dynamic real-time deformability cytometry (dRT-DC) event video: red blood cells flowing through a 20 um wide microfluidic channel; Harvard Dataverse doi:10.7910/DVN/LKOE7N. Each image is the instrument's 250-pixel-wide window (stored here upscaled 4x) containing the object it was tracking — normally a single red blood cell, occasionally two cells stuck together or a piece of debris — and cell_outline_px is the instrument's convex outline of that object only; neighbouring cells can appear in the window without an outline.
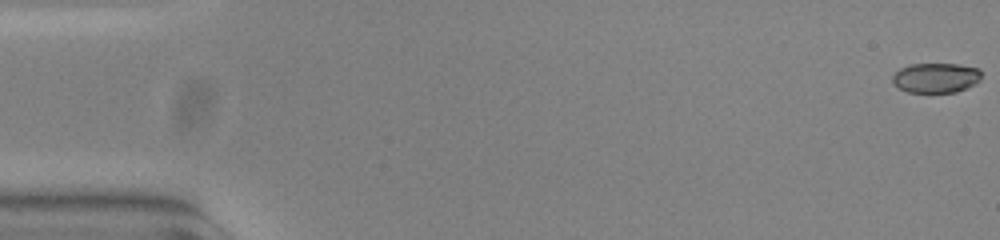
{"species": "common noctule bat (a hibernating species)", "species_latin": "Nyctalus noctula", "temperature_condition": "warm", "stored_images_in_passage": 55, "camera_frame_rate_fps": 3000, "um_per_image_px": 0.085, "animal": {"sex": "female", "body_mass_g": 23.0, "forearm_length_mm": 53.4}, "frame": {"image": 1, "passage_image": 1, "time_ms": 0.0, "image_size_px": [1000, 240], "cell_outline_px": [[980, 80], [976, 84], [968, 88], [956, 92], [908, 92], [892, 84], [892, 76], [900, 68], [912, 64], [960, 64], [980, 68]], "centroid_in_image_um": [79.57, 6.61], "position_along_channel_um": 5.4, "area_um2": 15.61}}
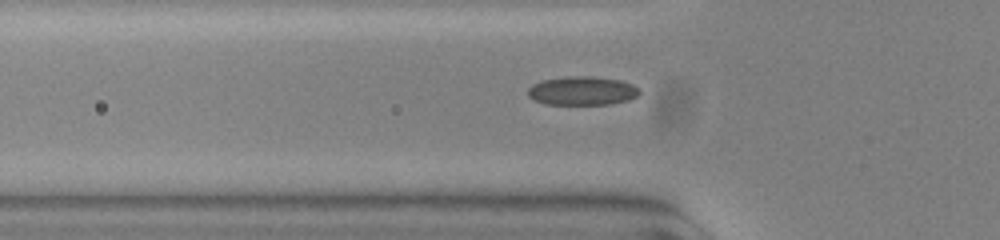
{"frame": {"image": 2, "passage_image": 19, "time_ms": 6.0, "image_size_px": [1000, 240], "cell_outline_px": [[640, 92], [636, 96], [628, 100], [608, 104], [544, 104], [528, 96], [528, 88], [532, 84], [544, 80], [568, 76], [592, 76], [620, 80], [632, 84], [640, 88]], "centroid_in_image_um": [49.49, 7.71], "position_along_channel_um": 76.3, "area_um2": 18.61}}
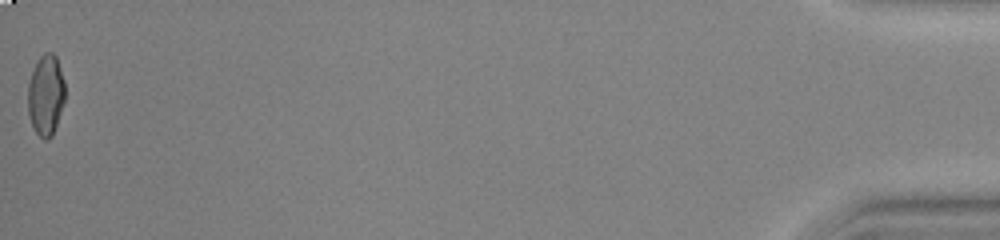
{"frame": {"image": 3, "passage_image": 55, "time_ms": 18.0, "image_size_px": [1000, 240], "cell_outline_px": [[64, 104], [52, 136], [48, 140], [44, 140], [36, 132], [32, 124], [28, 112], [28, 84], [32, 72], [40, 56], [44, 52], [52, 52], [56, 56], [64, 80]], "centroid_in_image_um": [3.9, 8.08], "position_along_channel_um": 431.3, "area_um2": 17.4}, "authors_computed_cell_mechanics": {"area_um2": 17.5134, "velocity_mm_per_s": 3.8048, "shape_relaxation_time_tau1_ms": 5.9694, "shape_relaxation_time_tau2_ms": 0.7869, "deformation_change_tau1": 0.2132, "deformation_change_tau2": 0.0524}}